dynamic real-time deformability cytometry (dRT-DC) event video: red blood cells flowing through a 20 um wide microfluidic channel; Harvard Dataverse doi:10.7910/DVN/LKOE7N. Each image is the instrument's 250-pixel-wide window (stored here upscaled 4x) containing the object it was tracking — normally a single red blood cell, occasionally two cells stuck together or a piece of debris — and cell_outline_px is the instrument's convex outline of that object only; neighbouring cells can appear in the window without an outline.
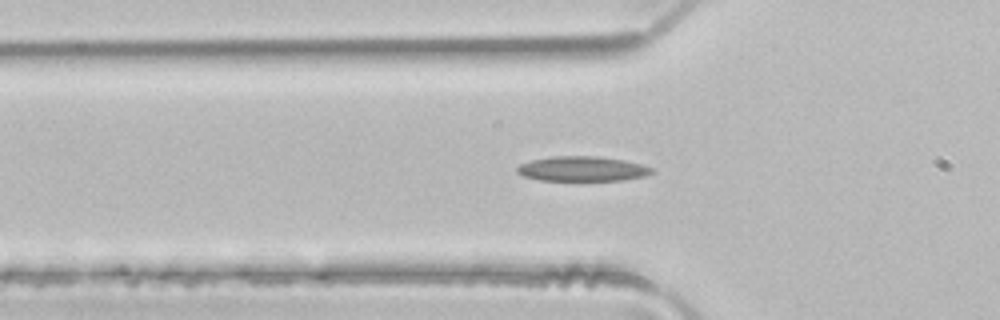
{"species": "common noctule bat (a hibernating species)", "species_latin": "Nyctalus noctula", "temperature_condition": "room temperature", "stored_images_in_passage": 38, "camera_frame_rate_fps": 3000, "um_per_image_px": 0.085, "animal": {"sex": "male", "body_mass_g": 21.5, "forearm_length_mm": 52.0}, "frame": {"image": 1, "passage_image": 4, "time_ms": 1.0, "image_size_px": [1000, 320], "cell_outline_px": [[656, 172], [644, 176], [624, 180], [540, 180], [524, 176], [516, 172], [516, 168], [520, 164], [532, 160], [552, 156], [596, 156], [624, 160], [640, 164], [652, 168]], "centroid_in_image_um": [49.5, 14.35], "position_along_channel_um": 76.3, "area_um2": 19.42}}
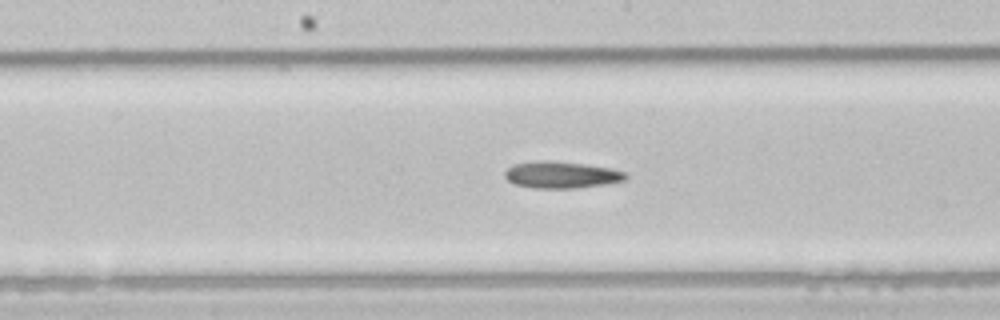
{"frame": {"image": 2, "passage_image": 13, "time_ms": 4.0, "image_size_px": [1000, 320], "cell_outline_px": [[628, 176], [624, 180], [604, 184], [576, 188], [532, 188], [516, 184], [508, 180], [504, 176], [504, 172], [508, 168], [516, 164], [544, 160], [584, 164], [612, 168], [624, 172]], "centroid_in_image_um": [47.72, 14.86], "position_along_channel_um": 200.5, "area_um2": 18.55}}
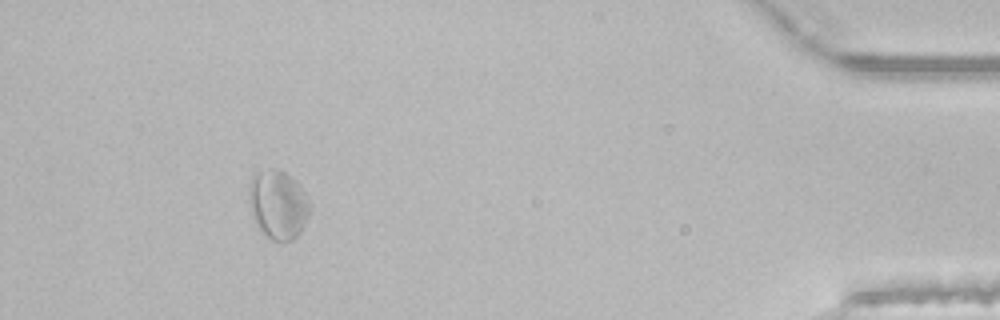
{"frame": {"image": 3, "passage_image": 33, "time_ms": 10.667, "image_size_px": [1000, 320], "cell_outline_px": [[312, 208], [300, 232], [292, 240], [272, 240], [260, 228], [252, 212], [248, 200], [248, 188], [252, 180], [260, 172], [272, 168], [276, 168], [284, 172], [296, 180], [312, 204]], "centroid_in_image_um": [23.68, 17.37], "position_along_channel_um": 411.5, "area_um2": 23.99}}